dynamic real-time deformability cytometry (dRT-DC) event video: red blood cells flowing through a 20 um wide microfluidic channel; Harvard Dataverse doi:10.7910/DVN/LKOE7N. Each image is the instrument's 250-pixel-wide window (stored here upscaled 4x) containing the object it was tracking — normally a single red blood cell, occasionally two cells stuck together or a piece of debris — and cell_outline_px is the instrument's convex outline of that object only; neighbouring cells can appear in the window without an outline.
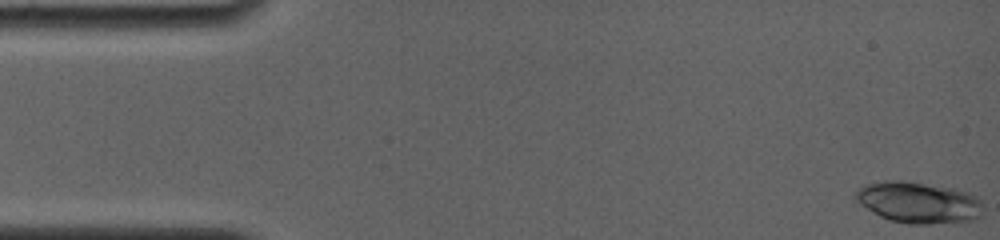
{"species": "common noctule bat (a hibernating species)", "species_latin": "Nyctalus noctula", "temperature_condition": "room temperature", "stored_images_in_passage": 8, "camera_frame_rate_fps": 4000, "um_per_image_px": 0.085, "animal": {"sex": "female", "body_mass_g": 19.0, "forearm_length_mm": 56.7}, "frame": {"image": 1, "passage_image": 1, "time_ms": 0.0, "image_size_px": [1000, 240], "cell_outline_px": [[980, 216], [976, 220], [928, 224], [908, 224], [888, 220], [880, 216], [860, 204], [852, 196], [860, 188], [868, 184], [888, 180], [904, 180], [952, 188], [968, 192], [976, 196], [980, 200]], "centroid_in_image_um": [78.06, 17.21], "position_along_channel_um": 6.9, "area_um2": 30.58}}
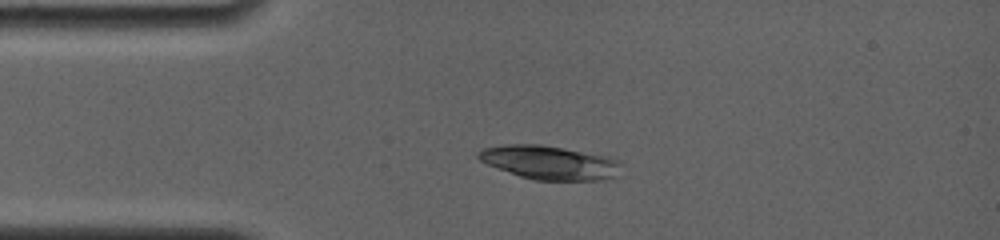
{"frame": {"image": 2, "passage_image": 7, "time_ms": 3.5, "image_size_px": [1000, 240], "cell_outline_px": [[620, 176], [604, 180], [536, 180], [520, 176], [496, 168], [480, 160], [476, 156], [476, 152], [480, 148], [504, 144], [540, 144], [564, 148], [608, 156], [620, 160]], "centroid_in_image_um": [46.73, 13.81], "position_along_channel_um": 38.3, "area_um2": 28.5}}